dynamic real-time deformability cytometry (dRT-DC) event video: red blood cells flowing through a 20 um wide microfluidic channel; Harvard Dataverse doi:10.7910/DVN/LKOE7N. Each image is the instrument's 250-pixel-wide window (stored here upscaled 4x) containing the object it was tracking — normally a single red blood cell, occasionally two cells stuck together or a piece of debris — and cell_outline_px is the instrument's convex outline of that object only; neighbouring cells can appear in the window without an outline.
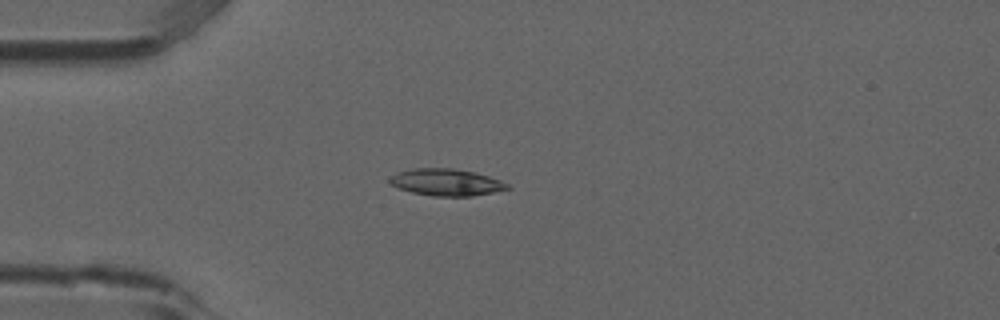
{"species": "common noctule bat (a hibernating species)", "species_latin": "Nyctalus noctula", "temperature_condition": "room temperature", "stored_images_in_passage": 6, "camera_frame_rate_fps": 3000, "um_per_image_px": 0.085, "animal": {"sex": "male", "forearm_length_mm": 52.5}, "frame": {"image": 1, "passage_image": 2, "time_ms": 0.333, "image_size_px": [1000, 320], "cell_outline_px": [[512, 188], [472, 196], [432, 196], [412, 192], [400, 188], [392, 184], [388, 180], [396, 172], [412, 168], [452, 168], [472, 172], [488, 176], [500, 180], [508, 184]], "centroid_in_image_um": [37.93, 15.49], "position_along_channel_um": 47.1, "area_um2": 18.26}}
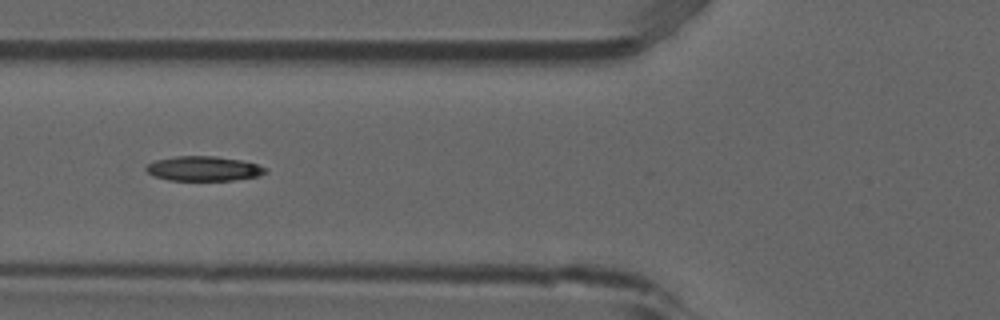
{"frame": {"image": 2, "passage_image": 4, "time_ms": 1.0, "image_size_px": [1000, 320], "cell_outline_px": [[268, 168], [260, 176], [232, 180], [168, 180], [156, 176], [148, 172], [144, 168], [148, 164], [156, 160], [176, 156], [216, 156], [240, 160], [256, 164]], "centroid_in_image_um": [17.31, 14.33], "position_along_channel_um": 108.5, "area_um2": 16.99}}
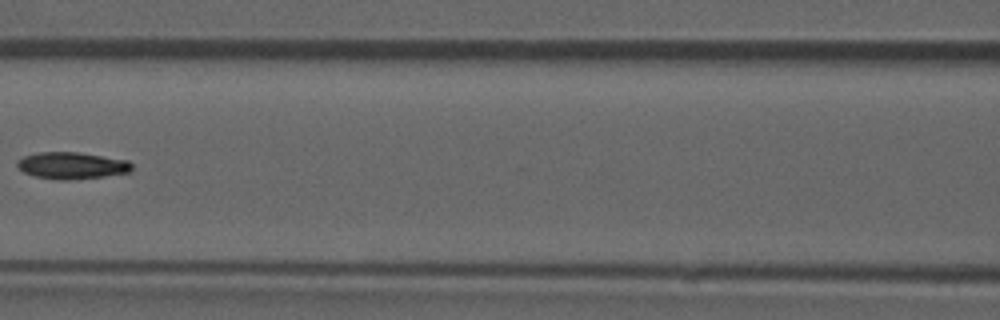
{"frame": {"image": 3, "passage_image": 5, "time_ms": 1.333, "image_size_px": [1000, 320], "cell_outline_px": [[132, 168], [128, 172], [104, 176], [68, 180], [56, 180], [36, 176], [24, 172], [16, 164], [16, 160], [24, 156], [40, 152], [76, 152], [128, 160], [132, 164]], "centroid_in_image_um": [6.09, 14.07], "position_along_channel_um": 160.5, "area_um2": 17.74}}